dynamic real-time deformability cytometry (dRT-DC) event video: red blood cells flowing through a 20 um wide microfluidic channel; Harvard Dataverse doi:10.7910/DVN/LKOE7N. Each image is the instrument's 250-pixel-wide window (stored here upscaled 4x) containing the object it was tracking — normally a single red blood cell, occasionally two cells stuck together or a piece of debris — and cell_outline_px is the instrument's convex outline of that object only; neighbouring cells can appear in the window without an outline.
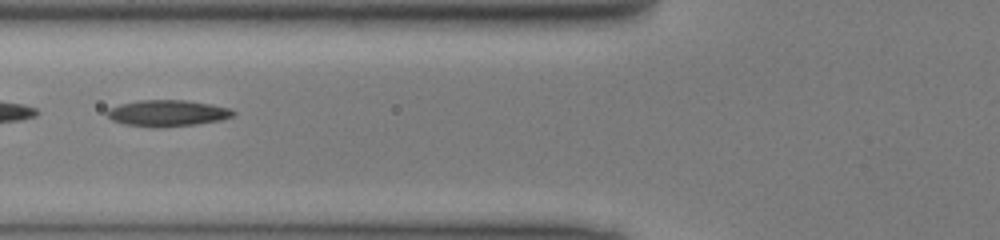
{"species": "common noctule bat (a hibernating species)", "species_latin": "Nyctalus noctula", "temperature_condition": "cold", "stored_images_in_passage": 42, "camera_frame_rate_fps": 3000, "um_per_image_px": 0.085, "animal": {"sex": "male", "body_mass_g": 13.0, "forearm_length_mm": 53.1}, "frame": {"image": 1, "passage_image": 12, "time_ms": 3.667, "image_size_px": [1000, 240], "cell_outline_px": [[236, 112], [232, 116], [220, 120], [196, 124], [156, 128], [124, 124], [112, 120], [104, 112], [108, 108], [120, 104], [140, 100], [184, 100], [212, 104], [232, 108]], "centroid_in_image_um": [14.22, 9.62], "position_along_channel_um": 111.6, "area_um2": 19.48}}
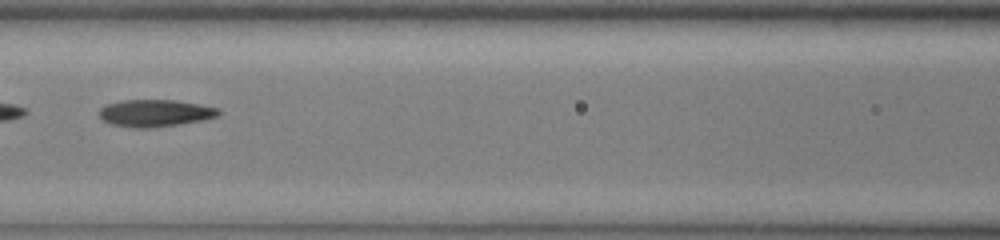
{"frame": {"image": 2, "passage_image": 15, "time_ms": 4.667, "image_size_px": [1000, 240], "cell_outline_px": [[220, 112], [216, 116], [204, 120], [180, 124], [152, 128], [132, 128], [112, 124], [104, 120], [100, 116], [100, 108], [108, 104], [124, 100], [176, 100], [200, 104], [220, 108]], "centroid_in_image_um": [13.22, 9.62], "position_along_channel_um": 153.4, "area_um2": 18.84}}
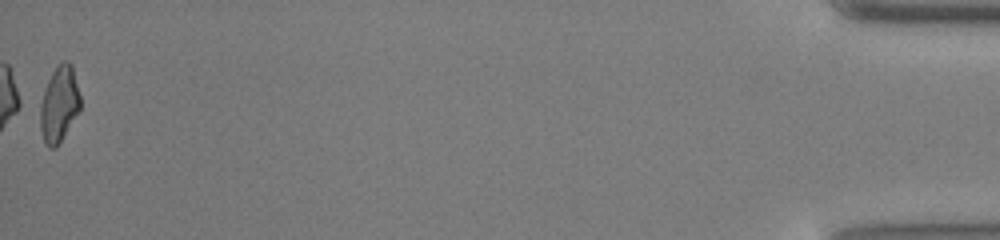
{"frame": {"image": 3, "passage_image": 42, "time_ms": 13.667, "image_size_px": [1000, 240], "cell_outline_px": [[80, 108], [56, 148], [48, 148], [44, 144], [40, 128], [36, 104], [52, 72], [64, 60], [68, 60], [72, 64], [80, 96]], "centroid_in_image_um": [4.95, 8.87], "position_along_channel_um": 430.2, "area_um2": 18.21}}